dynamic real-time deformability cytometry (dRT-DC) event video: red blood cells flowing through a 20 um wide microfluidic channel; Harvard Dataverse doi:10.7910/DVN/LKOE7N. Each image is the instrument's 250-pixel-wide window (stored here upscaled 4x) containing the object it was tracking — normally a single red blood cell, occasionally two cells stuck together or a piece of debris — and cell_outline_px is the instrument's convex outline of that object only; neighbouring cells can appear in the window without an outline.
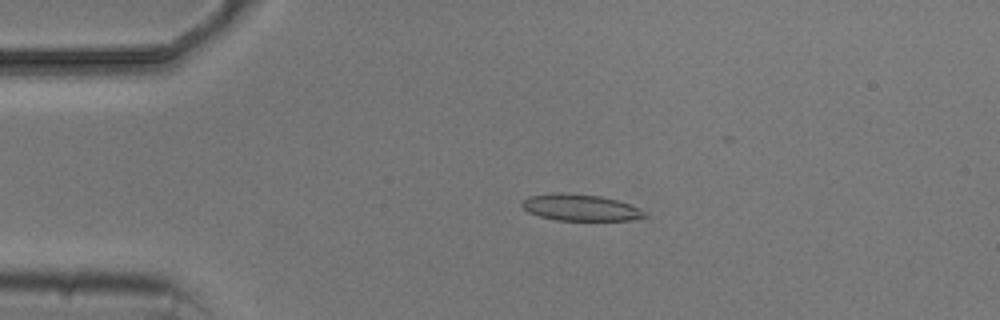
{"species": "common noctule bat (a hibernating species)", "species_latin": "Nyctalus noctula", "temperature_condition": "cold", "stored_images_in_passage": 3, "camera_frame_rate_fps": 3000, "um_per_image_px": 0.085, "animal": {"sex": "male", "body_mass_g": 20.5, "forearm_length_mm": 52.5}, "frame": {"image": 1, "passage_image": 1, "time_ms": 0.0, "image_size_px": [1000, 320], "cell_outline_px": [[648, 216], [632, 220], [556, 220], [540, 216], [528, 212], [520, 204], [528, 196], [552, 192], [560, 192], [600, 196], [616, 200], [640, 208]], "centroid_in_image_um": [49.31, 17.63], "position_along_channel_um": 35.7, "area_um2": 18.9}}